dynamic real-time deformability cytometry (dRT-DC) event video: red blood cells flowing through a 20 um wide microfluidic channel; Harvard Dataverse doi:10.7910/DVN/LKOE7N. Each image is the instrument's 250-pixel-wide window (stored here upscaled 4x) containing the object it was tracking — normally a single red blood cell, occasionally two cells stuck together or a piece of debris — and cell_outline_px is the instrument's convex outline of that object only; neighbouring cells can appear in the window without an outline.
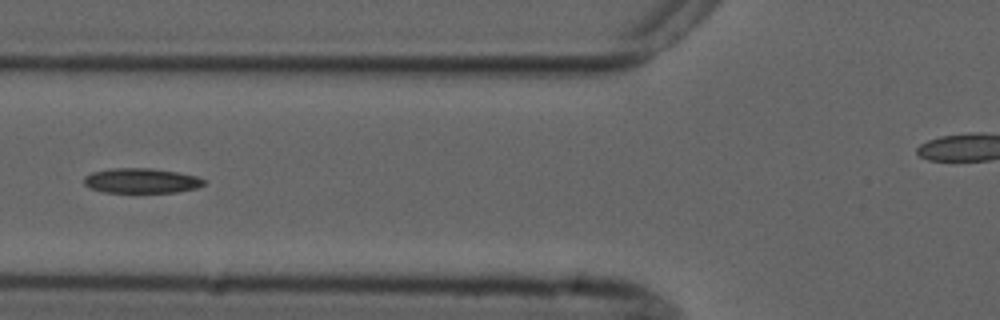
{"species": "common noctule bat (a hibernating species)", "species_latin": "Nyctalus noctula", "temperature_condition": "cold", "stored_images_in_passage": 5, "camera_frame_rate_fps": 3000, "um_per_image_px": 0.085, "animal": {"sex": "male", "forearm_length_mm": 52.5}, "frame": {"image": 1, "passage_image": 4, "time_ms": 3.667, "image_size_px": [1000, 320], "cell_outline_px": [[204, 184], [196, 188], [176, 192], [104, 192], [92, 188], [84, 184], [84, 176], [92, 172], [112, 168], [152, 168], [176, 172], [196, 176], [204, 180]], "centroid_in_image_um": [11.99, 15.35], "position_along_channel_um": 113.8, "area_um2": 17.22}}